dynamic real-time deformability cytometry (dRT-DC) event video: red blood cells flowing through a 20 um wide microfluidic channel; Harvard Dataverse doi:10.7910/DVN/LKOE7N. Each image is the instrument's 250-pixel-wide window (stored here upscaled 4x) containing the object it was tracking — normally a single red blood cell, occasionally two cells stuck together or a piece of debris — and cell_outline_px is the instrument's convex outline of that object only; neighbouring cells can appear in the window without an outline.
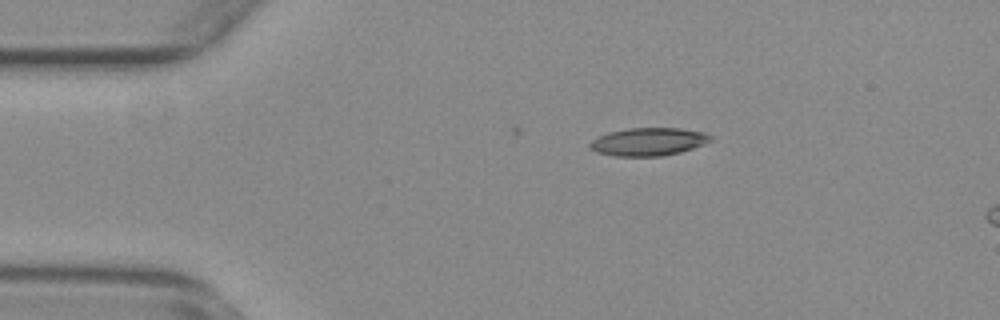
{"species": "common noctule bat (a hibernating species)", "species_latin": "Nyctalus noctula", "temperature_condition": "warm", "stored_images_in_passage": 9, "camera_frame_rate_fps": 3000, "um_per_image_px": 0.085, "animal": {"sex": "female", "body_mass_g": 29.2, "forearm_length_mm": 56.3}, "frame": {"image": 1, "passage_image": 6, "time_ms": 1.667, "image_size_px": [1000, 320], "cell_outline_px": [[712, 140], [704, 144], [680, 152], [660, 156], [616, 156], [596, 152], [588, 144], [592, 140], [608, 132], [628, 128], [680, 128], [704, 132], [712, 136]], "centroid_in_image_um": [55.13, 12.04], "position_along_channel_um": 29.9, "area_um2": 19.54}}